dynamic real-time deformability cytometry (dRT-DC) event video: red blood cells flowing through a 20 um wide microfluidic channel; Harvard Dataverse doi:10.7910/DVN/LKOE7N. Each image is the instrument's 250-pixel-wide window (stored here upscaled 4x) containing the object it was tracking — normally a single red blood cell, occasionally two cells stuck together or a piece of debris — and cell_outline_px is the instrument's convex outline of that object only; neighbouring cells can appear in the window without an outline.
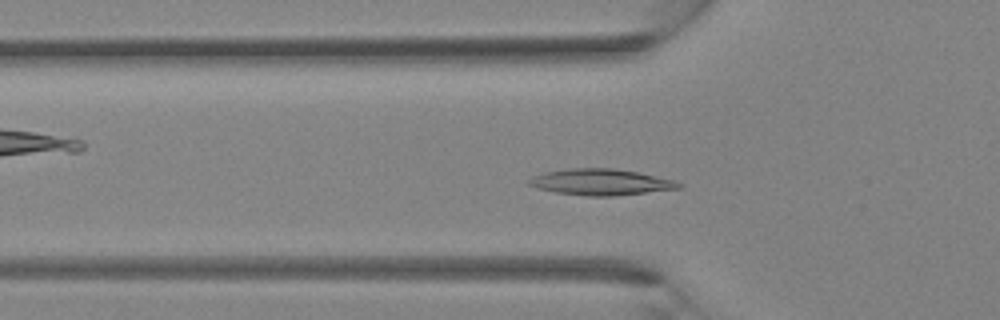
{"species": "Egyptian fruit bat (a non-hibernating species)", "species_latin": "Rousettus aegyptiacus", "temperature_condition": "room temperature", "stored_images_in_passage": 37, "camera_frame_rate_fps": 3000, "um_per_image_px": 0.085, "animal": {"sex": "female"}, "frame": {"image": 1, "passage_image": 11, "time_ms": 3.333, "image_size_px": [1000, 320], "cell_outline_px": [[684, 188], [612, 196], [588, 196], [556, 192], [536, 188], [528, 184], [528, 180], [532, 176], [544, 172], [568, 168], [612, 168], [636, 172], [656, 176], [672, 180], [684, 184]], "centroid_in_image_um": [51.06, 15.47], "position_along_channel_um": 74.7, "area_um2": 22.83}}
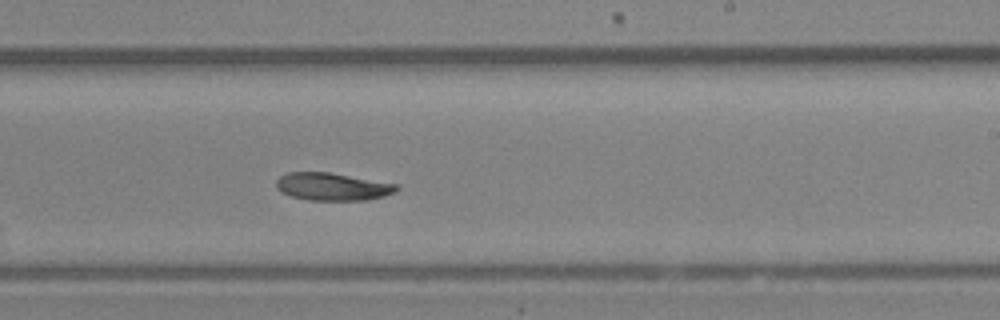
{"frame": {"image": 2, "passage_image": 22, "time_ms": 7.0, "image_size_px": [1000, 320], "cell_outline_px": [[400, 188], [396, 192], [384, 196], [364, 200], [308, 200], [292, 196], [280, 192], [276, 188], [276, 180], [280, 176], [288, 172], [328, 172], [396, 184]], "centroid_in_image_um": [28.23, 15.87], "position_along_channel_um": 260.8, "area_um2": 19.31}}
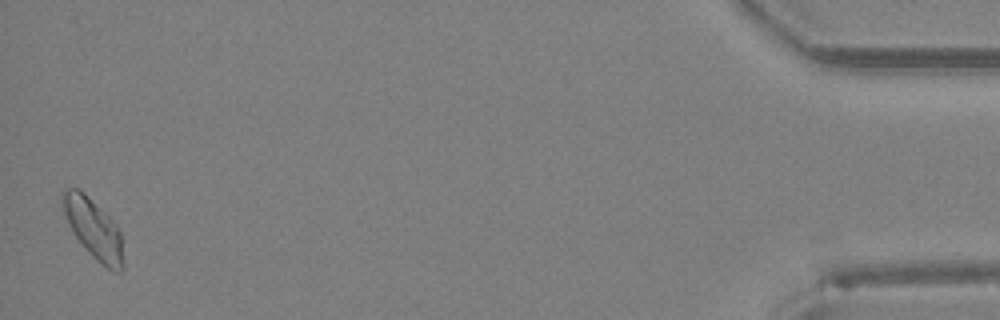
{"frame": {"image": 3, "passage_image": 37, "time_ms": 12.0, "image_size_px": [1000, 320], "cell_outline_px": [[124, 268], [120, 272], [116, 272], [100, 264], [92, 256], [72, 232], [60, 208], [60, 192], [64, 188], [76, 188], [104, 212], [116, 224], [120, 232], [124, 264]], "centroid_in_image_um": [7.9, 19.45], "position_along_channel_um": 427.3, "area_um2": 21.1}}